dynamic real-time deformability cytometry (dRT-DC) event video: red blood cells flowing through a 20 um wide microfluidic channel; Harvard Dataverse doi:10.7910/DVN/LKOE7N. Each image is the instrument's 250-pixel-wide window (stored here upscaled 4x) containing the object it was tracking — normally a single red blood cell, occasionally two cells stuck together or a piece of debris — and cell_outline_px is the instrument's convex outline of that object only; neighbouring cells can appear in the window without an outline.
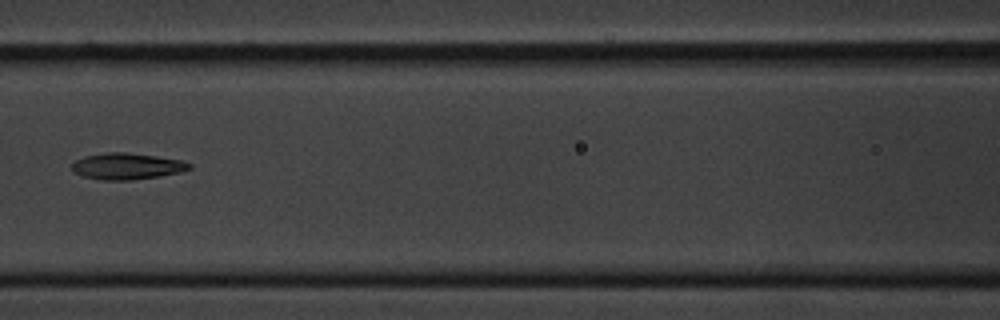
{"species": "common noctule bat (a hibernating species)", "species_latin": "Nyctalus noctula", "temperature_condition": "cold", "stored_images_in_passage": 8, "camera_frame_rate_fps": 3000, "um_per_image_px": 0.085, "animal": {"sex": "male", "body_mass_g": 20.1, "forearm_length_mm": 53.5}, "frame": {"image": 1, "passage_image": 5, "time_ms": 1.333, "image_size_px": [1000, 320], "cell_outline_px": [[192, 168], [180, 172], [132, 180], [100, 180], [84, 176], [76, 172], [72, 168], [72, 164], [76, 160], [84, 156], [104, 152], [124, 152], [156, 156], [180, 160], [192, 164]], "centroid_in_image_um": [10.78, 14.12], "position_along_channel_um": 155.8, "area_um2": 17.86}}
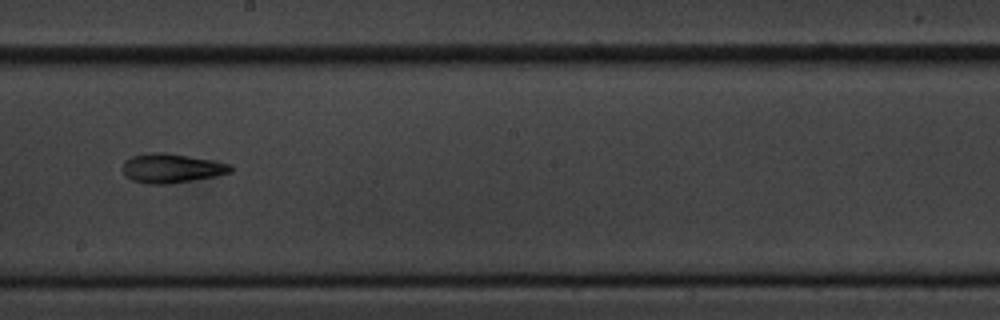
{"frame": {"image": 2, "passage_image": 7, "time_ms": 2.0, "image_size_px": [1000, 320], "cell_outline_px": [[232, 172], [216, 176], [168, 184], [148, 184], [132, 180], [124, 176], [124, 160], [132, 156], [148, 152], [164, 152], [212, 160], [232, 164]], "centroid_in_image_um": [14.58, 14.29], "position_along_channel_um": 233.6, "area_um2": 18.44}}
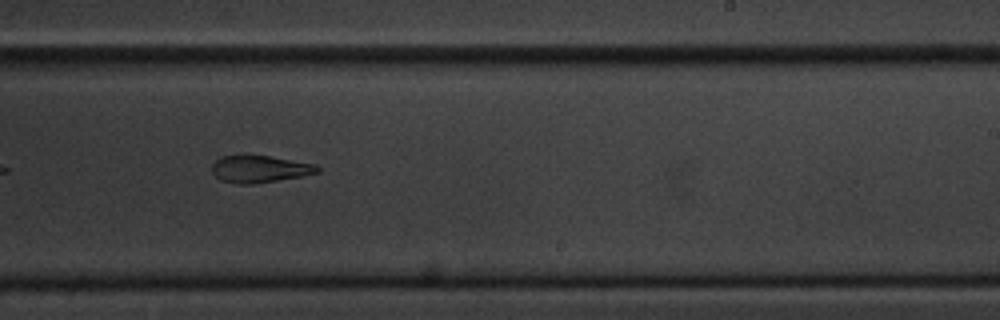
{"frame": {"image": 3, "passage_image": 8, "time_ms": 2.333, "image_size_px": [1000, 320], "cell_outline_px": [[320, 172], [300, 176], [252, 184], [236, 184], [220, 180], [212, 172], [212, 164], [220, 156], [268, 156], [316, 164], [320, 168]], "centroid_in_image_um": [22.06, 14.37], "position_along_channel_um": 266.9, "area_um2": 16.42}}